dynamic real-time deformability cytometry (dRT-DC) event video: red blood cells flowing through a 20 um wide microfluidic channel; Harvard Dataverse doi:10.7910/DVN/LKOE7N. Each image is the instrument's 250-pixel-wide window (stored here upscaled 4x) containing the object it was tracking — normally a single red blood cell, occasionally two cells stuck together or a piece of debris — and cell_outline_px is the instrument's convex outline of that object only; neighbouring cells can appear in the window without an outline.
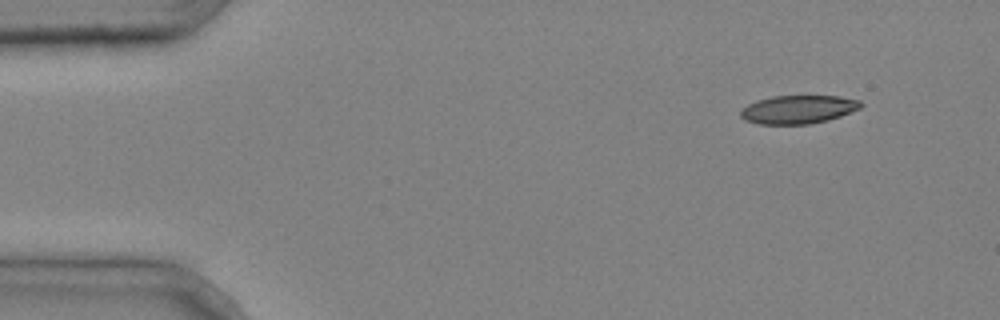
{"species": "common noctule bat (a hibernating species)", "species_latin": "Nyctalus noctula", "temperature_condition": "cold", "stored_images_in_passage": 5, "segment_of_instrument_passage": [2, 2], "camera_frame_rate_fps": 3000, "um_per_image_px": 0.085, "animal": {"sex": "male", "body_mass_g": 20.4}, "frame": {"image": 1, "passage_image": 5, "time_ms": 1.333, "image_size_px": [1000, 320], "cell_outline_px": [[864, 104], [860, 108], [840, 116], [828, 120], [808, 124], [760, 124], [744, 120], [740, 116], [740, 112], [748, 104], [756, 100], [772, 96], [840, 96], [860, 100]], "centroid_in_image_um": [67.85, 9.3], "position_along_channel_um": 17.1, "area_um2": 19.88}}